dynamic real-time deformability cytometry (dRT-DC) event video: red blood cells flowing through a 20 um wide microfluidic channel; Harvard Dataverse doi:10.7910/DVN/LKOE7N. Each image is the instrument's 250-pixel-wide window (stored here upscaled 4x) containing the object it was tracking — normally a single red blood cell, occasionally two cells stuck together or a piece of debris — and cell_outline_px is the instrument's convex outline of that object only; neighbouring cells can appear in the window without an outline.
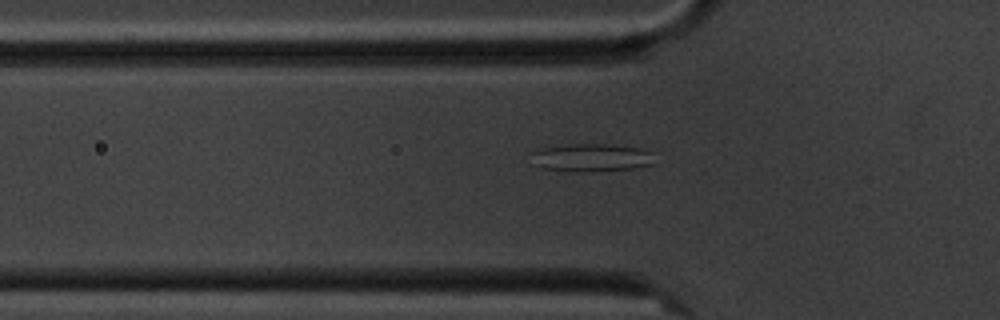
{"species": "common noctule bat (a hibernating species)", "species_latin": "Nyctalus noctula", "temperature_condition": "cold", "stored_images_in_passage": 7, "segment_of_instrument_passage": [2, 2], "camera_frame_rate_fps": 3000, "um_per_image_px": 0.085, "animal": {"sex": "male", "body_mass_g": 20.1, "forearm_length_mm": 53.5}, "frame": {"image": 1, "passage_image": 7, "time_ms": 7.0, "image_size_px": [1000, 320], "cell_outline_px": [[656, 152], [652, 164], [632, 168], [592, 172], [576, 172], [544, 168], [532, 164], [528, 152], [536, 148], [572, 144], [608, 144], [640, 148]], "centroid_in_image_um": [50.21, 13.39], "position_along_channel_um": 75.6, "area_um2": 20.63}}